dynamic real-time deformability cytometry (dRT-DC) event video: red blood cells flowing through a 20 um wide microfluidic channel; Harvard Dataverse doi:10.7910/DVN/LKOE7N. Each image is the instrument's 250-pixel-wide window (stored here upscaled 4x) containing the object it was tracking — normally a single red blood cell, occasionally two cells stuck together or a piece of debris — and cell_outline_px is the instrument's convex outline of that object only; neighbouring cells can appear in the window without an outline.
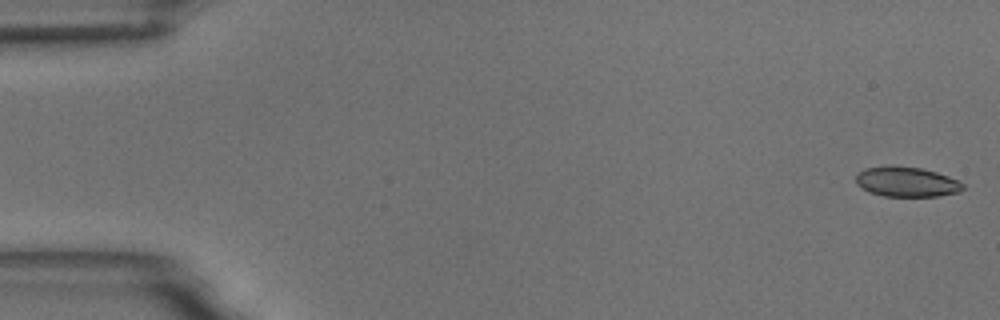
{"species": "common noctule bat (a hibernating species)", "species_latin": "Nyctalus noctula", "temperature_condition": "room temperature", "stored_images_in_passage": 17, "camera_frame_rate_fps": 3000, "um_per_image_px": 0.085, "animal": {"sex": "male", "body_mass_g": 18.8}, "frame": {"image": 1, "passage_image": 1, "time_ms": 0.0, "image_size_px": [1000, 320], "cell_outline_px": [[964, 188], [960, 192], [936, 196], [884, 196], [868, 192], [856, 184], [856, 176], [864, 168], [920, 168], [936, 172], [960, 180], [964, 184]], "centroid_in_image_um": [77.11, 15.5], "position_along_channel_um": 7.9, "area_um2": 18.15}}
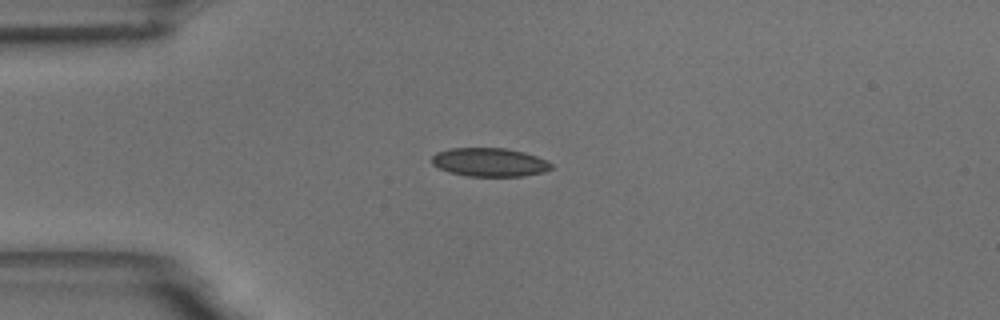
{"frame": {"image": 2, "passage_image": 14, "time_ms": 4.333, "image_size_px": [1000, 320], "cell_outline_px": [[552, 168], [544, 172], [524, 176], [468, 176], [448, 172], [432, 164], [432, 156], [436, 152], [448, 148], [508, 148], [524, 152], [548, 160], [552, 164]], "centroid_in_image_um": [41.62, 13.78], "position_along_channel_um": 43.4, "area_um2": 20.06}}